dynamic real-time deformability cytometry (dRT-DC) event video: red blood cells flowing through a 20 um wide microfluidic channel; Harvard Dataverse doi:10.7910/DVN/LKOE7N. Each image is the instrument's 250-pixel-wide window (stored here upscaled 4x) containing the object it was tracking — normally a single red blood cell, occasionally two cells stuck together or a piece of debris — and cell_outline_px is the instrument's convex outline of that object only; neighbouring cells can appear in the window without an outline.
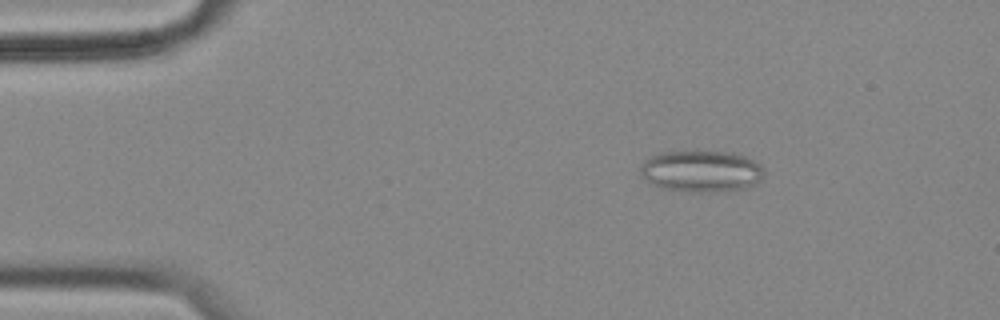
{"species": "common noctule bat (a hibernating species)", "species_latin": "Nyctalus noctula", "temperature_condition": "cold", "stored_images_in_passage": 56, "camera_frame_rate_fps": 3000, "um_per_image_px": 0.085, "animal": {"sex": "female", "body_mass_g": 18.4}, "frame": {"image": 1, "passage_image": 9, "time_ms": 2.667, "image_size_px": [1000, 320], "cell_outline_px": [[764, 176], [756, 184], [748, 188], [720, 192], [692, 192], [660, 188], [644, 180], [640, 172], [640, 164], [644, 160], [656, 152], [688, 148], [696, 148], [736, 152], [760, 164], [764, 168]], "centroid_in_image_um": [59.58, 14.5], "position_along_channel_um": 25.4, "area_um2": 31.73}}
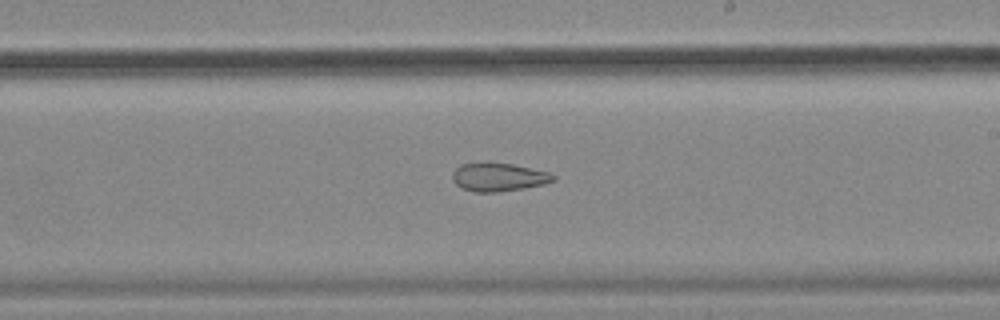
{"frame": {"image": 2, "passage_image": 33, "time_ms": 10.667, "image_size_px": [1000, 320], "cell_outline_px": [[556, 180], [544, 184], [524, 188], [496, 192], [476, 192], [464, 188], [456, 184], [452, 180], [452, 172], [460, 164], [484, 160], [488, 160], [512, 164], [548, 172], [556, 176]], "centroid_in_image_um": [42.34, 15.01], "position_along_channel_um": 246.7, "area_um2": 17.05}}
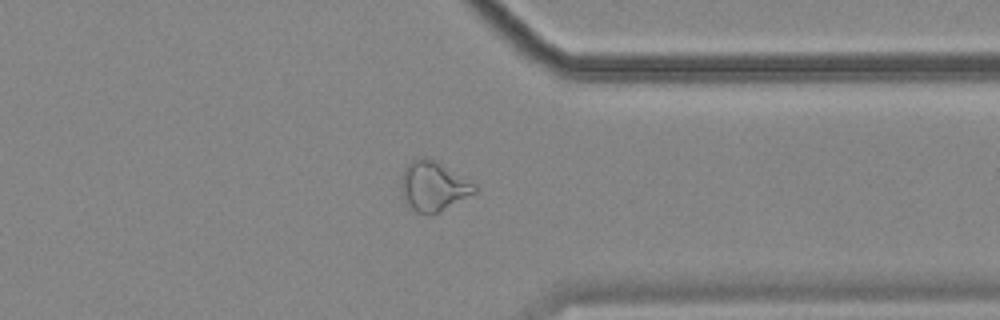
{"frame": {"image": 3, "passage_image": 44, "time_ms": 14.333, "image_size_px": [1000, 320], "cell_outline_px": [[476, 192], [432, 216], [416, 212], [408, 208], [404, 200], [400, 188], [400, 184], [404, 168], [412, 160], [420, 156], [424, 156], [436, 160], [476, 184]], "centroid_in_image_um": [36.8, 15.83], "position_along_channel_um": 374.6, "area_um2": 21.62}, "authors_computed_cell_mechanics": {"area_um2": 23.2356, "velocity_mm_per_s": 3.568, "shape_relaxation_time_tau1_ms": null, "shape_relaxation_time_tau2_ms": 3.3922, "deformation_change_tau1": null, "deformation_change_tau2": 0.1182}}